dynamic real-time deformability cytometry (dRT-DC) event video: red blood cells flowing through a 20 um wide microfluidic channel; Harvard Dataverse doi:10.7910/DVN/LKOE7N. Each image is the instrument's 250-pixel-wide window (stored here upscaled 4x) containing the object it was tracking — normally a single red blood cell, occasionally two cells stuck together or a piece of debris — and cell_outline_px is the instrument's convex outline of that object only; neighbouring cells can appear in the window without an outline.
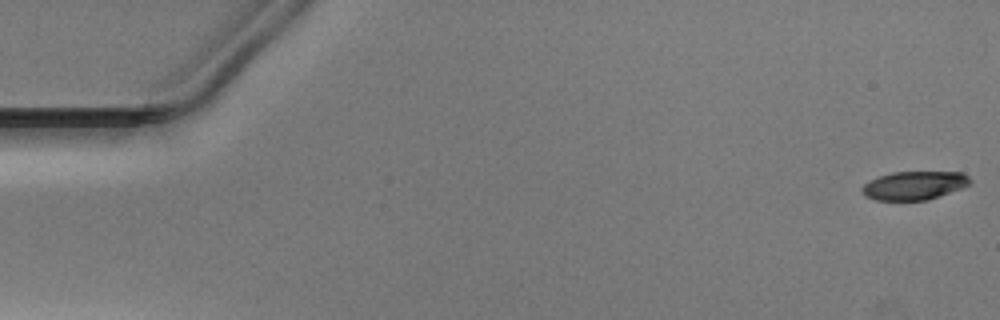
{"species": "Egyptian fruit bat (a non-hibernating species)", "species_latin": "Rousettus aegyptiacus", "temperature_condition": "warm", "stored_images_in_passage": 51, "camera_frame_rate_fps": 3000, "um_per_image_px": 0.085, "animal": {"sex": "male"}, "frame": {"image": 1, "passage_image": 1, "time_ms": 0.0, "image_size_px": [1000, 320], "cell_outline_px": [[972, 180], [968, 184], [960, 188], [928, 200], [876, 200], [864, 196], [860, 188], [868, 180], [892, 172], [964, 172]], "centroid_in_image_um": [77.67, 15.76], "position_along_channel_um": 7.3, "area_um2": 17.92}}
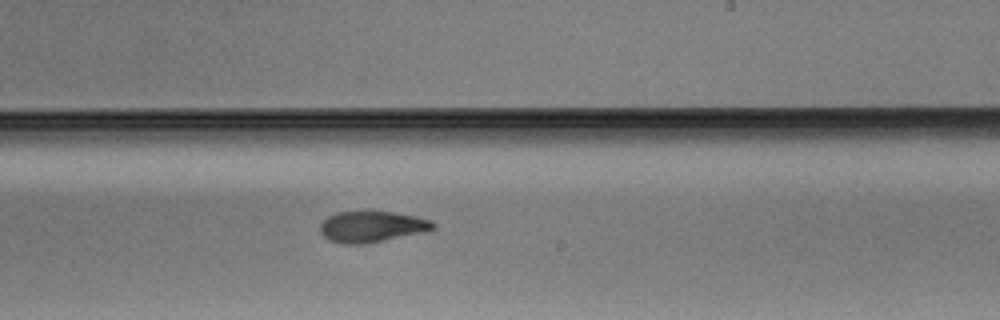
{"frame": {"image": 2, "passage_image": 31, "time_ms": 10.0, "image_size_px": [1000, 320], "cell_outline_px": [[436, 228], [428, 232], [368, 244], [344, 244], [332, 240], [324, 236], [320, 232], [320, 224], [328, 216], [336, 212], [392, 212], [416, 216], [432, 220], [436, 224]], "centroid_in_image_um": [31.68, 19.28], "position_along_channel_um": 257.3, "area_um2": 20.69}}
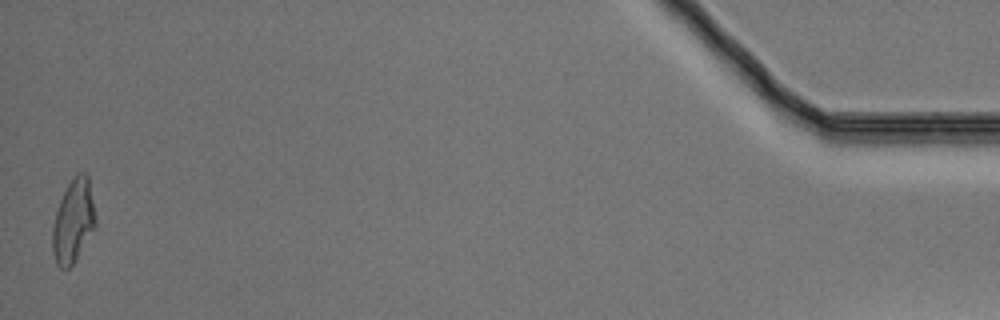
{"frame": {"image": 3, "passage_image": 51, "time_ms": 16.667, "image_size_px": [1000, 320], "cell_outline_px": [[96, 228], [76, 260], [68, 268], [60, 268], [56, 264], [52, 252], [52, 228], [56, 212], [60, 200], [68, 184], [76, 172], [84, 172], [88, 176], [96, 216]], "centroid_in_image_um": [6.24, 18.81], "position_along_channel_um": 429.0, "area_um2": 21.15}}